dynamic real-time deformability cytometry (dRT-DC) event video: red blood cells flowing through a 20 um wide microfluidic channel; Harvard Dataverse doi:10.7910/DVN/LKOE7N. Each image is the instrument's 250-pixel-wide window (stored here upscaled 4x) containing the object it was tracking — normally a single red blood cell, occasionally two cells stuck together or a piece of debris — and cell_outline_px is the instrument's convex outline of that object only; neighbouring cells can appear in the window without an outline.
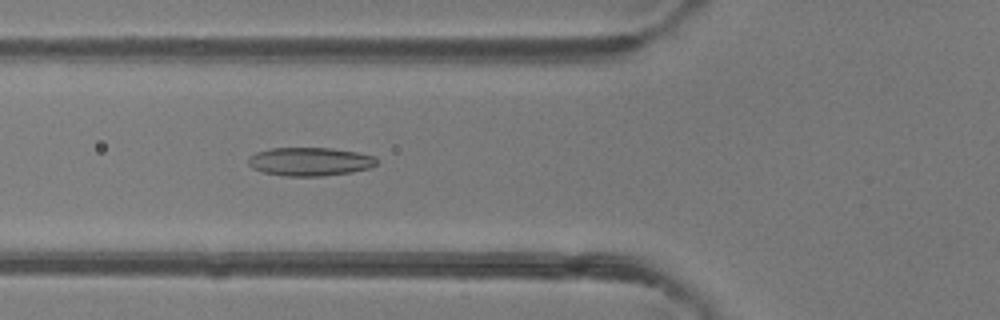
{"species": "common noctule bat (a hibernating species)", "species_latin": "Nyctalus noctula", "temperature_condition": "room temperature", "stored_images_in_passage": 45, "camera_frame_rate_fps": 3000, "um_per_image_px": 0.085, "animal": {"sex": "female"}, "frame": {"image": 1, "passage_image": 14, "time_ms": 4.333, "image_size_px": [1000, 320], "cell_outline_px": [[376, 164], [368, 168], [352, 172], [320, 176], [284, 176], [264, 172], [252, 168], [248, 164], [248, 156], [256, 152], [272, 148], [332, 148], [356, 152], [376, 156]], "centroid_in_image_um": [26.31, 13.73], "position_along_channel_um": 99.5, "area_um2": 21.27}}
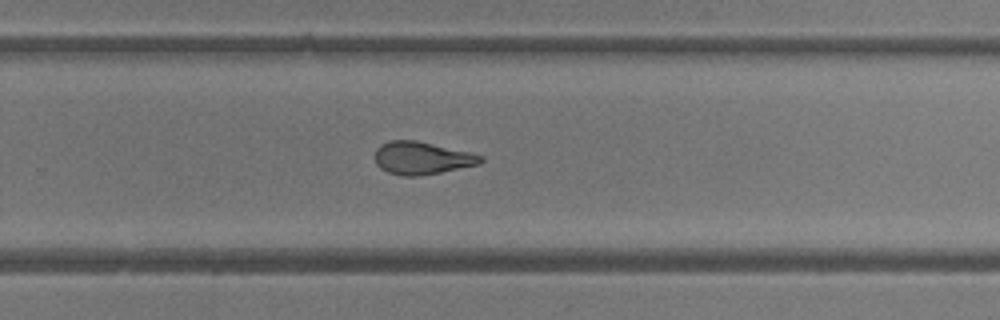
{"frame": {"image": 2, "passage_image": 28, "time_ms": 9.0, "image_size_px": [1000, 320], "cell_outline_px": [[484, 160], [480, 164], [440, 172], [416, 176], [404, 176], [388, 172], [380, 168], [376, 164], [376, 148], [380, 144], [388, 140], [416, 140], [468, 152], [484, 156]], "centroid_in_image_um": [35.84, 13.43], "position_along_channel_um": 294.0, "area_um2": 20.0}}
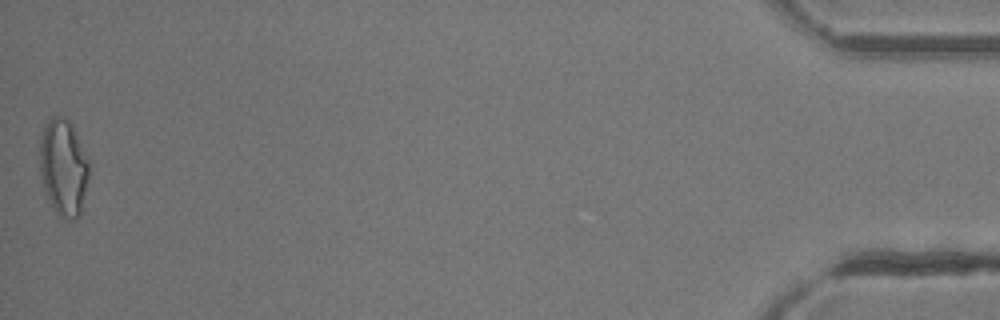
{"frame": {"image": 3, "passage_image": 45, "time_ms": 14.667, "image_size_px": [1000, 320], "cell_outline_px": [[88, 176], [80, 216], [76, 220], [68, 220], [60, 216], [52, 208], [44, 188], [40, 172], [40, 140], [44, 124], [48, 116], [60, 116], [68, 120], [72, 124], [88, 160]], "centroid_in_image_um": [5.37, 14.22], "position_along_channel_um": 429.8, "area_um2": 27.74}, "authors_computed_cell_mechanics": {"area_um2": 21.386, "velocity_mm_per_s": 4.1628, "shape_relaxation_time_tau1_ms": null, "shape_relaxation_time_tau2_ms": 2.918, "deformation_change_tau1": null, "deformation_change_tau2": 0.1051}}